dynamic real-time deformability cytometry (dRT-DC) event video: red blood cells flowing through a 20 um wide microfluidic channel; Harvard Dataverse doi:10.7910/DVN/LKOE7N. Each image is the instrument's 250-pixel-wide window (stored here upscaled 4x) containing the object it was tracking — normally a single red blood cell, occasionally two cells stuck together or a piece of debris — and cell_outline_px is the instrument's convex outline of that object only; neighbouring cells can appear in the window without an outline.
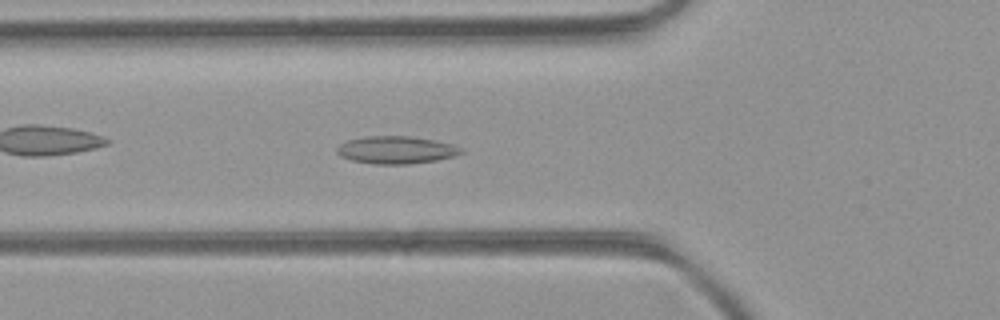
{"species": "common noctule bat (a hibernating species)", "species_latin": "Nyctalus noctula", "temperature_condition": "room temperature", "stored_images_in_passage": 52, "camera_frame_rate_fps": 3000, "um_per_image_px": 0.085, "animal": {"sex": "female", "body_mass_g": 21.9}, "frame": {"image": 1, "passage_image": 18, "time_ms": 5.667, "image_size_px": [1000, 320], "cell_outline_px": [[464, 152], [452, 156], [436, 160], [408, 164], [376, 164], [352, 160], [340, 156], [336, 152], [336, 148], [340, 144], [348, 140], [364, 136], [408, 136], [432, 140], [452, 144], [460, 148]], "centroid_in_image_um": [33.62, 12.74], "position_along_channel_um": 92.2, "area_um2": 19.71}}
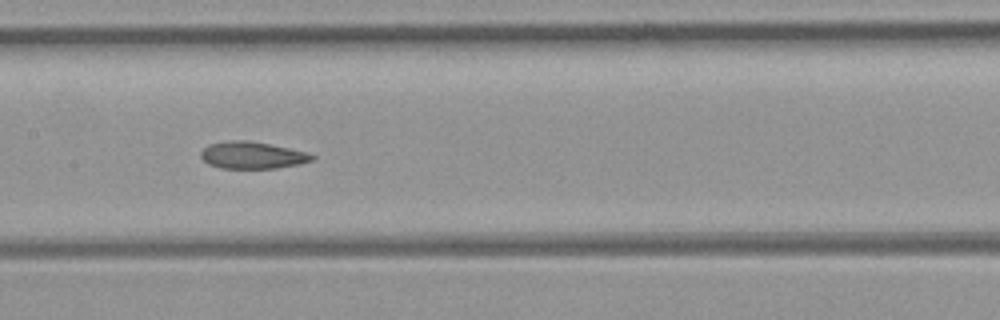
{"frame": {"image": 2, "passage_image": 25, "time_ms": 8.0, "image_size_px": [1000, 320], "cell_outline_px": [[316, 156], [312, 160], [300, 164], [276, 168], [220, 168], [208, 164], [200, 156], [200, 152], [208, 144], [232, 140], [248, 140], [308, 152]], "centroid_in_image_um": [21.43, 13.19], "position_along_channel_um": 186.0, "area_um2": 17.46}}
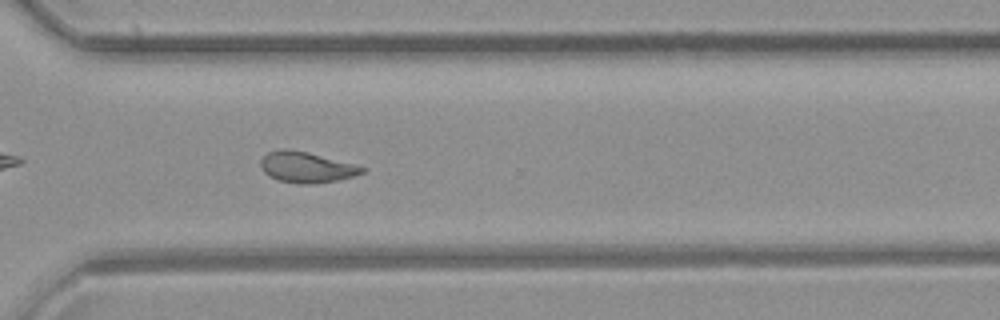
{"frame": {"image": 3, "passage_image": 37, "time_ms": 12.0, "image_size_px": [1000, 320], "cell_outline_px": [[368, 168], [364, 172], [352, 176], [336, 180], [312, 184], [300, 184], [276, 180], [268, 176], [260, 168], [260, 160], [268, 152], [280, 148], [284, 148], [308, 152]], "centroid_in_image_um": [25.99, 14.21], "position_along_channel_um": 344.6, "area_um2": 18.21}}